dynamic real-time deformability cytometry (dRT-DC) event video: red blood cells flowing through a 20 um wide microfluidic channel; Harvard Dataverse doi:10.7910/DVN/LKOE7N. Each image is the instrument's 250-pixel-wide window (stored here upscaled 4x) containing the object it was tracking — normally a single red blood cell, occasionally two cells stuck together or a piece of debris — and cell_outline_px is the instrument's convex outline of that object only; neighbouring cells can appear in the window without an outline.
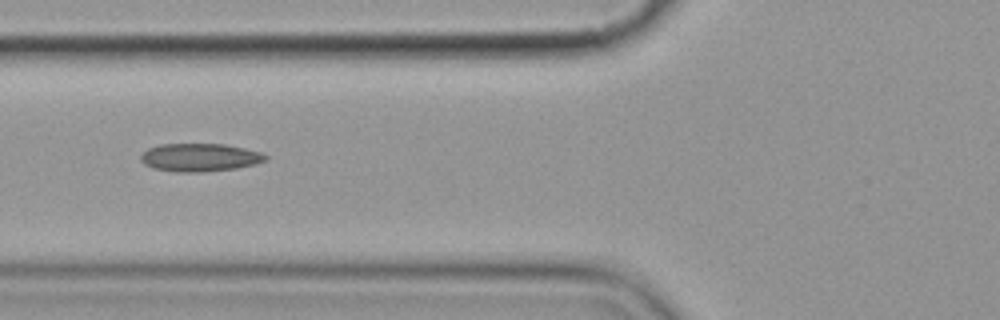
{"species": "common noctule bat (a hibernating species)", "species_latin": "Nyctalus noctula", "temperature_condition": "cold", "stored_images_in_passage": 13, "camera_frame_rate_fps": 3000, "um_per_image_px": 0.085, "animal": {"sex": "female", "body_mass_g": 19.9}, "frame": {"image": 1, "passage_image": 6, "time_ms": 6.667, "image_size_px": [1000, 320], "cell_outline_px": [[268, 160], [256, 164], [236, 168], [204, 172], [176, 172], [152, 168], [144, 164], [140, 160], [140, 156], [148, 148], [160, 144], [224, 144], [244, 148], [260, 152], [268, 156]], "centroid_in_image_um": [16.98, 13.39], "position_along_channel_um": 108.8, "area_um2": 20.52}}
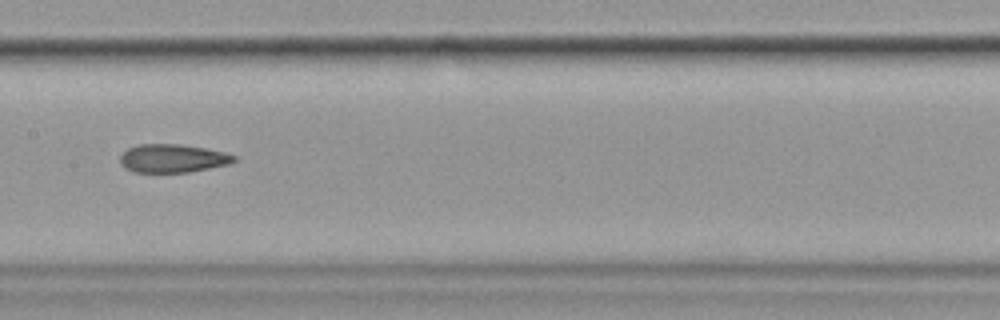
{"frame": {"image": 2, "passage_image": 8, "time_ms": 9.0, "image_size_px": [1000, 320], "cell_outline_px": [[236, 160], [228, 164], [188, 172], [132, 172], [124, 168], [120, 164], [120, 156], [128, 148], [136, 144], [180, 144], [208, 148], [224, 152], [236, 156]], "centroid_in_image_um": [14.64, 13.45], "position_along_channel_um": 192.8, "area_um2": 18.9}}
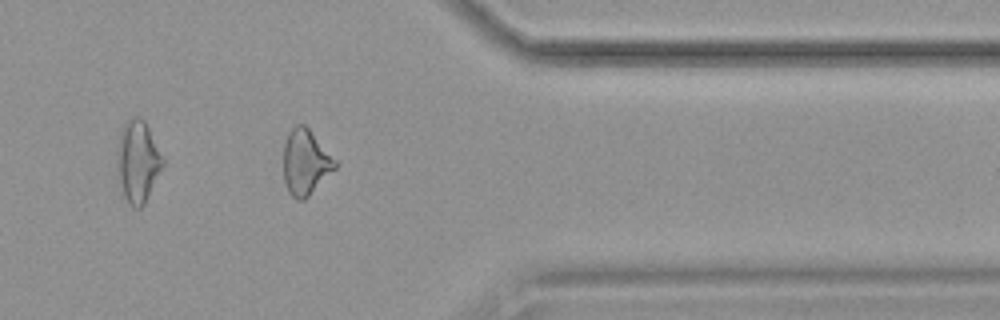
{"frame": {"image": 3, "passage_image": 13, "time_ms": 14.667, "image_size_px": [1000, 320], "cell_outline_px": [[336, 168], [304, 200], [296, 200], [288, 192], [284, 180], [284, 144], [288, 132], [296, 124], [304, 124], [308, 128], [336, 160]], "centroid_in_image_um": [25.95, 13.79], "position_along_channel_um": 385.4, "area_um2": 19.48}, "authors_computed_cell_mechanics": {"area_um2": 19.5364, "velocity_mm_per_s": 3.5787, "shape_relaxation_time_tau1_ms": null, "shape_relaxation_time_tau2_ms": 3.8589, "deformation_change_tau1": null, "deformation_change_tau2": 0.1122}}